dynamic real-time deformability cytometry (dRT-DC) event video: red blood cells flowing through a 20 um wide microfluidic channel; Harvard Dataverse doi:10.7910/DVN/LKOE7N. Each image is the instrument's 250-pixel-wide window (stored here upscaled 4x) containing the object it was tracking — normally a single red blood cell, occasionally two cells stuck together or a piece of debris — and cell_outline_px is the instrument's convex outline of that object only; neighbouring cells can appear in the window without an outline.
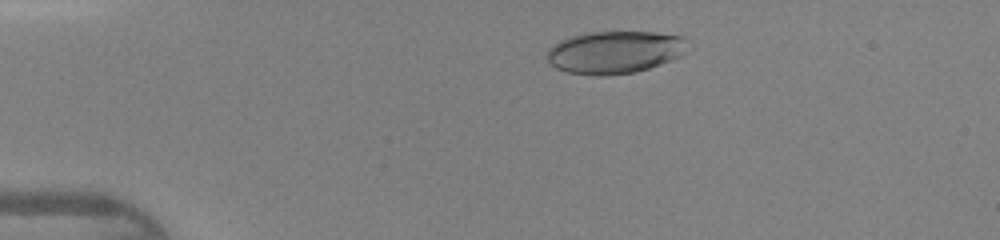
{"species": "human", "species_latin": "Homo sapiens", "temperature_condition": "warm", "stored_images_in_passage": 39, "camera_frame_rate_fps": 3000, "um_per_image_px": 0.085, "donor": {"sex": "female"}, "frame": {"image": 1, "passage_image": 3, "time_ms": 0.667, "image_size_px": [1000, 240], "cell_outline_px": [[684, 52], [680, 56], [672, 60], [636, 72], [604, 76], [596, 76], [568, 72], [556, 68], [548, 64], [544, 56], [548, 48], [552, 44], [560, 40], [572, 36], [588, 32], [652, 32], [684, 36]], "centroid_in_image_um": [52.16, 4.44], "position_along_channel_um": 32.8, "area_um2": 35.03}}
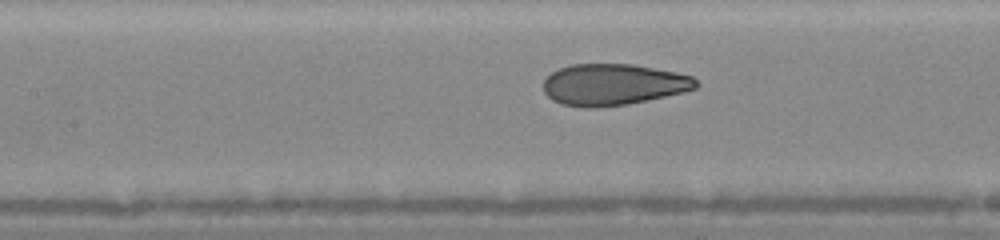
{"frame": {"image": 2, "passage_image": 15, "time_ms": 4.667, "image_size_px": [1000, 240], "cell_outline_px": [[700, 84], [696, 88], [684, 92], [648, 100], [628, 104], [592, 108], [584, 108], [560, 104], [552, 100], [544, 92], [544, 80], [552, 72], [560, 68], [572, 64], [632, 64], [676, 72], [692, 76]], "centroid_in_image_um": [52.13, 7.19], "position_along_channel_um": 155.3, "area_um2": 36.93}}
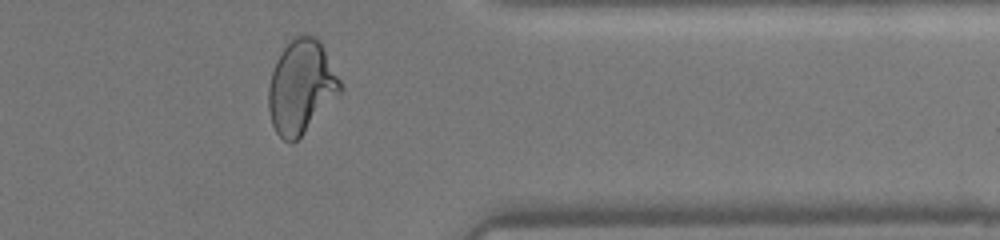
{"frame": {"image": 3, "passage_image": 31, "time_ms": 10.0, "image_size_px": [1000, 240], "cell_outline_px": [[344, 88], [300, 136], [292, 144], [284, 140], [276, 132], [272, 124], [268, 108], [268, 88], [272, 72], [276, 60], [284, 48], [296, 36], [316, 36], [320, 40], [344, 84]], "centroid_in_image_um": [25.61, 7.37], "position_along_channel_um": 385.8, "area_um2": 38.78}}